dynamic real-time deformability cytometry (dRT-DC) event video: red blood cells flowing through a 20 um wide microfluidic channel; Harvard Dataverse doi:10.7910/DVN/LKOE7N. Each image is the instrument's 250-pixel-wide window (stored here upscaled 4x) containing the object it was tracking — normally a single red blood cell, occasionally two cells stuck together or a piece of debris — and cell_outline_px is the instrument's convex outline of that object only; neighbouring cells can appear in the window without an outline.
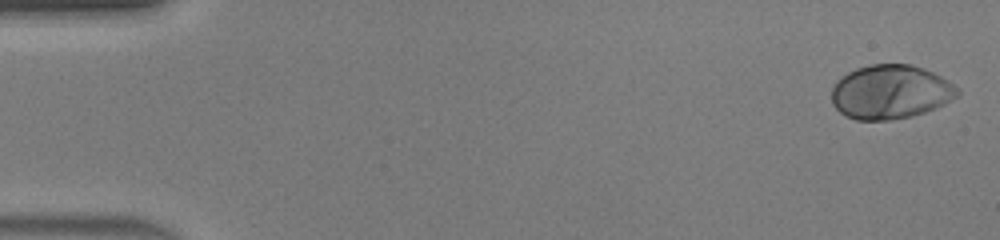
{"species": "human", "species_latin": "Homo sapiens", "temperature_condition": "warm", "stored_images_in_passage": 49, "camera_frame_rate_fps": 3000, "um_per_image_px": 0.085, "donor": {"sex": "male"}, "frame": {"image": 1, "passage_image": 2, "time_ms": 0.333, "image_size_px": [1000, 240], "cell_outline_px": [[960, 96], [936, 108], [912, 116], [888, 120], [856, 120], [840, 112], [832, 104], [832, 88], [836, 80], [848, 72], [856, 68], [868, 64], [912, 64], [924, 68], [948, 80], [960, 88]], "centroid_in_image_um": [75.71, 7.81], "position_along_channel_um": 9.3, "area_um2": 40.0}}
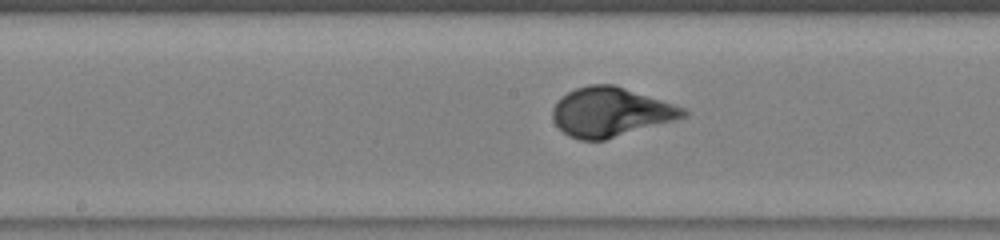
{"frame": {"image": 2, "passage_image": 26, "time_ms": 8.333, "image_size_px": [1000, 240], "cell_outline_px": [[688, 116], [676, 120], [604, 140], [580, 140], [568, 136], [556, 124], [552, 116], [552, 108], [560, 96], [576, 88], [588, 84], [612, 84], [684, 108], [688, 112]], "centroid_in_image_um": [51.87, 9.53], "position_along_channel_um": 196.3, "area_um2": 37.17}}
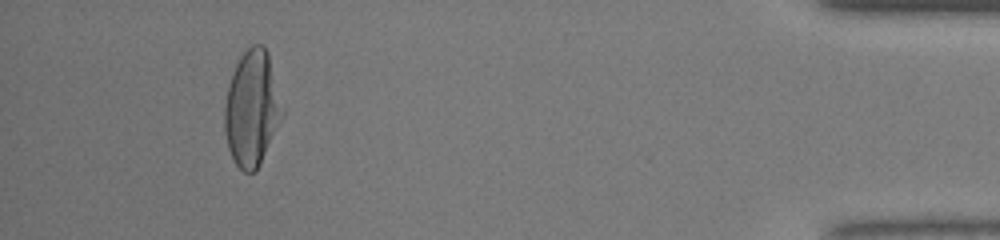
{"frame": {"image": 3, "passage_image": 46, "time_ms": 15.0, "image_size_px": [1000, 240], "cell_outline_px": [[284, 116], [256, 172], [244, 172], [236, 164], [228, 148], [224, 132], [224, 104], [228, 84], [232, 72], [240, 56], [252, 44], [264, 44], [268, 52], [284, 112]], "centroid_in_image_um": [21.41, 9.21], "position_along_channel_um": 413.8, "area_um2": 39.13}, "authors_computed_cell_mechanics": {"area_um2": 37.7434, "velocity_mm_per_s": 4.2212, "shape_relaxation_time_tau1_ms": 3.4515, "shape_relaxation_time_tau2_ms": null, "deformation_change_tau1": 0.222, "deformation_change_tau2": null}}